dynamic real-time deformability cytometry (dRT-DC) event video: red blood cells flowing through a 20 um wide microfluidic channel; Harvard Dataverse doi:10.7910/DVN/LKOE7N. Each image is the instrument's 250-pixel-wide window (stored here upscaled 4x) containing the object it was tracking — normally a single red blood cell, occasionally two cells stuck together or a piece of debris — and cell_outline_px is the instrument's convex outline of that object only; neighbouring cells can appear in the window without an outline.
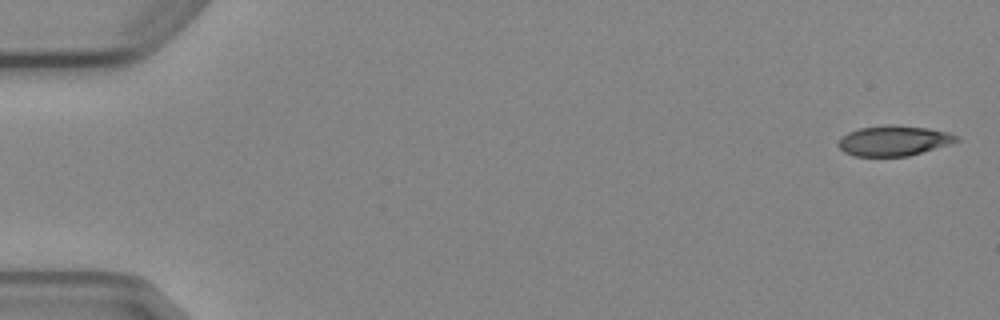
{"species": "Egyptian fruit bat (a non-hibernating species)", "species_latin": "Rousettus aegyptiacus", "temperature_condition": "cold", "stored_images_in_passage": 5, "camera_frame_rate_fps": 3000, "um_per_image_px": 0.085, "animal": {"sex": "female"}, "frame": {"image": 1, "passage_image": 1, "time_ms": 0.0, "image_size_px": [1000, 320], "cell_outline_px": [[960, 140], [948, 144], [908, 156], [852, 156], [844, 152], [840, 148], [840, 140], [848, 132], [860, 128], [888, 124], [928, 128], [948, 132], [960, 136]], "centroid_in_image_um": [75.99, 11.95], "position_along_channel_um": 9.0, "area_um2": 20.58}}
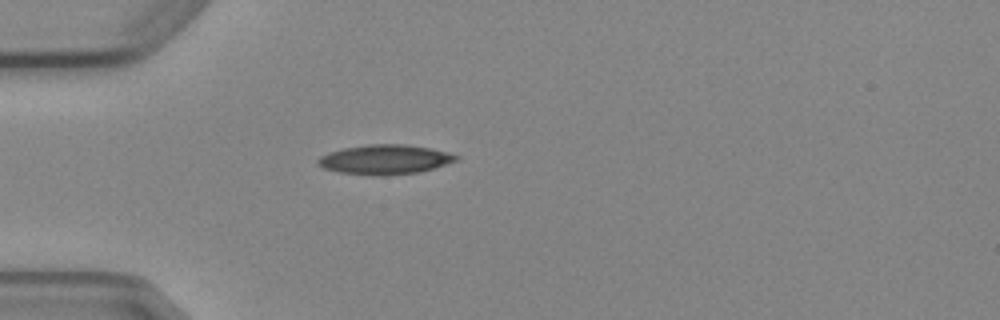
{"frame": {"image": 2, "passage_image": 5, "time_ms": 4.667, "image_size_px": [1000, 320], "cell_outline_px": [[460, 160], [420, 172], [384, 176], [372, 176], [340, 172], [324, 168], [316, 164], [316, 160], [320, 156], [344, 148], [368, 144], [404, 144], [432, 148], [448, 152], [460, 156]], "centroid_in_image_um": [32.76, 13.56], "position_along_channel_um": 52.2, "area_um2": 24.04}}